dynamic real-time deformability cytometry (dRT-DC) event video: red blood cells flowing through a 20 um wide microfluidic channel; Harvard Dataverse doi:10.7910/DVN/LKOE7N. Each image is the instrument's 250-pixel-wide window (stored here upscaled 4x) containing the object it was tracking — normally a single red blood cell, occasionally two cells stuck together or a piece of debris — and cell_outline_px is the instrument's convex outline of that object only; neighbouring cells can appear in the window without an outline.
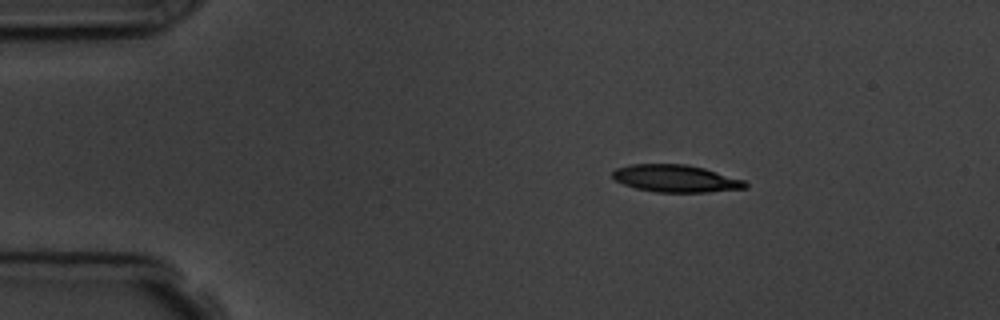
{"species": "common noctule bat (a hibernating species)", "species_latin": "Nyctalus noctula", "temperature_condition": "room temperature", "stored_images_in_passage": 3, "camera_frame_rate_fps": 3000, "um_per_image_px": 0.085, "animal": {"sex": "male", "body_mass_g": 19.5, "forearm_length_mm": 54.6}, "frame": {"image": 1, "passage_image": 1, "time_ms": 0.0, "image_size_px": [1000, 320], "cell_outline_px": [[748, 188], [708, 192], [656, 192], [636, 188], [624, 184], [616, 180], [612, 176], [612, 172], [616, 168], [632, 164], [684, 164], [704, 168], [744, 180], [748, 184]], "centroid_in_image_um": [57.45, 15.17], "position_along_channel_um": 27.5, "area_um2": 21.04}}
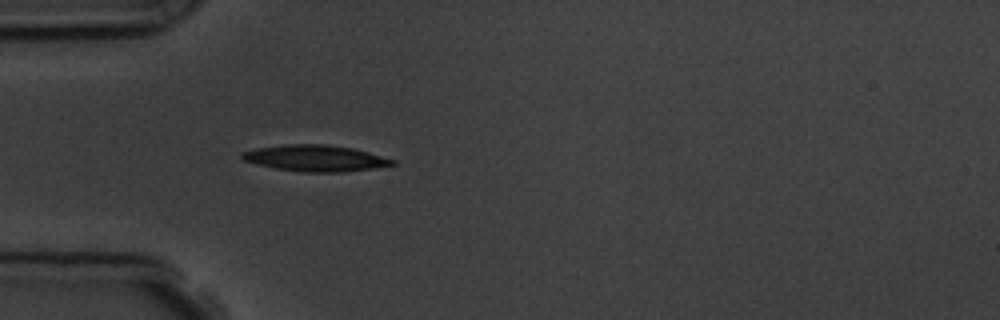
{"frame": {"image": 2, "passage_image": 3, "time_ms": 2.333, "image_size_px": [1000, 320], "cell_outline_px": [[396, 164], [372, 168], [340, 172], [304, 172], [276, 168], [256, 164], [244, 160], [240, 156], [240, 152], [256, 148], [284, 144], [324, 144], [352, 148], [368, 152], [396, 160]], "centroid_in_image_um": [26.77, 13.44], "position_along_channel_um": 58.2, "area_um2": 22.89}}